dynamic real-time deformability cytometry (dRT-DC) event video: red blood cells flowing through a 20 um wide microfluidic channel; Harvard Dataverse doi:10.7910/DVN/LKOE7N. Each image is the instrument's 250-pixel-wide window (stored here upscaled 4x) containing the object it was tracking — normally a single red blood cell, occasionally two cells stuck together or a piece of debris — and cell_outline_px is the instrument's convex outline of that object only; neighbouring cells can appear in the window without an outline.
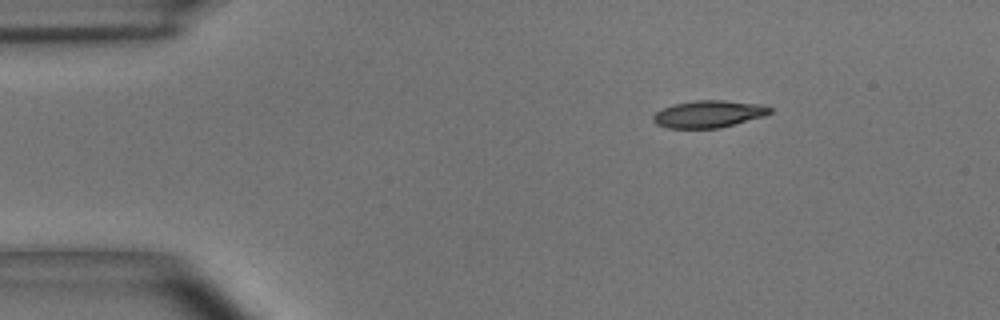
{"species": "common noctule bat (a hibernating species)", "species_latin": "Nyctalus noctula", "temperature_condition": "room temperature", "stored_images_in_passage": 47, "camera_frame_rate_fps": 3000, "um_per_image_px": 0.085, "animal": {"sex": "male", "body_mass_g": 15.6}, "frame": {"image": 1, "passage_image": 1, "time_ms": 0.0, "image_size_px": [1000, 320], "cell_outline_px": [[772, 112], [764, 116], [720, 128], [668, 128], [656, 124], [652, 120], [652, 116], [656, 112], [672, 104], [696, 100], [724, 100], [760, 104], [772, 108]], "centroid_in_image_um": [60.22, 9.69], "position_along_channel_um": 24.8, "area_um2": 18.5}}
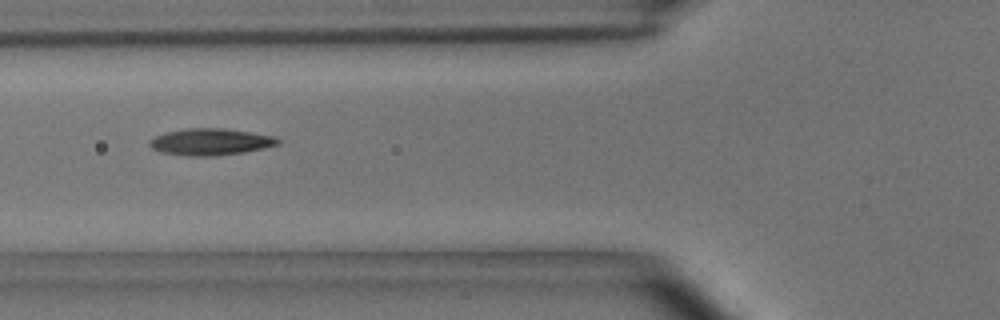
{"frame": {"image": 2, "passage_image": 13, "time_ms": 4.0, "image_size_px": [1000, 320], "cell_outline_px": [[280, 144], [264, 148], [244, 152], [216, 156], [184, 156], [160, 152], [152, 148], [148, 144], [148, 140], [164, 132], [188, 128], [224, 128], [272, 136], [280, 140]], "centroid_in_image_um": [17.84, 12.06], "position_along_channel_um": 108.0, "area_um2": 20.06}}
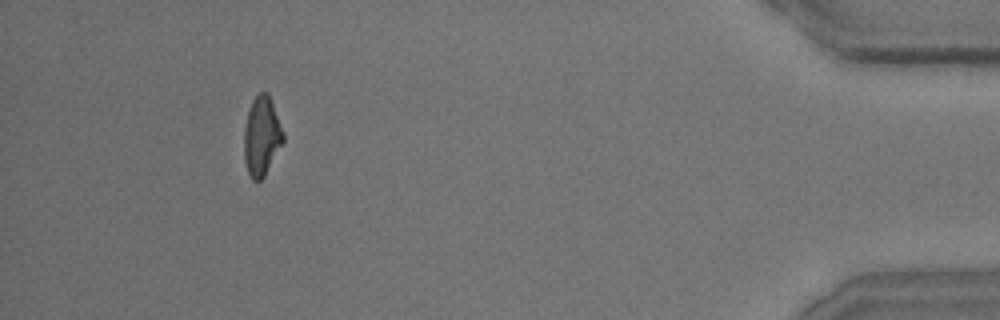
{"frame": {"image": 3, "passage_image": 43, "time_ms": 14.0, "image_size_px": [1000, 320], "cell_outline_px": [[284, 140], [264, 176], [260, 180], [252, 180], [248, 172], [244, 160], [244, 128], [248, 112], [252, 100], [260, 92], [268, 92], [284, 132]], "centroid_in_image_um": [22.24, 11.56], "position_along_channel_um": 413.0, "area_um2": 17.92}, "authors_computed_cell_mechanics": {"area_um2": 18.5538, "velocity_mm_per_s": 3.6713, "shape_relaxation_time_tau1_ms": 3.6981, "shape_relaxation_time_tau2_ms": 3.4806, "deformation_change_tau1": 0.1483, "deformation_change_tau2": 0.1189}}